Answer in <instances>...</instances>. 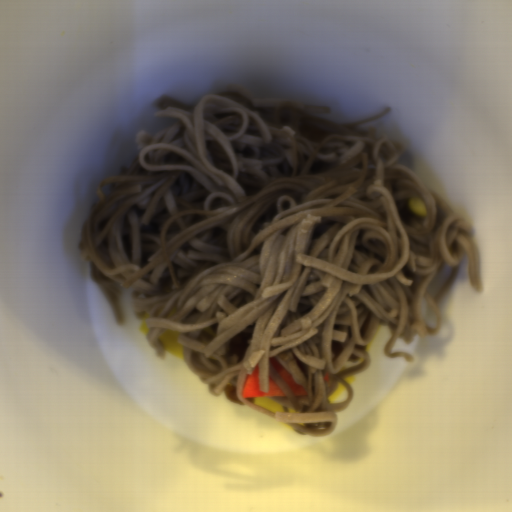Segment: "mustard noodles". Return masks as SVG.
I'll use <instances>...</instances> for the list:
<instances>
[{"mask_svg":"<svg viewBox=\"0 0 512 512\" xmlns=\"http://www.w3.org/2000/svg\"><path fill=\"white\" fill-rule=\"evenodd\" d=\"M154 117L173 124L136 133L139 154L104 176L80 233L118 325V295L149 312L147 343L176 332L182 358L209 393L235 385L239 401L300 435L329 437L353 398L346 377L366 372L368 348L390 330L387 358L403 338L441 333L439 303L462 261L483 293L474 225L398 159L407 145L362 125L319 114L325 104L264 98L226 85L196 103L161 94ZM420 196L426 217L409 198ZM434 299L427 289L445 266ZM439 318L430 328L420 303ZM277 357L308 395L294 396L272 368ZM258 362L288 396L269 397L300 413H275L242 398ZM328 372L330 382L323 381ZM341 382L346 388L327 399Z\"/></svg>","mask_w":512,"mask_h":512,"instance_id":"1","label":"mustard noodles"}]
</instances>
